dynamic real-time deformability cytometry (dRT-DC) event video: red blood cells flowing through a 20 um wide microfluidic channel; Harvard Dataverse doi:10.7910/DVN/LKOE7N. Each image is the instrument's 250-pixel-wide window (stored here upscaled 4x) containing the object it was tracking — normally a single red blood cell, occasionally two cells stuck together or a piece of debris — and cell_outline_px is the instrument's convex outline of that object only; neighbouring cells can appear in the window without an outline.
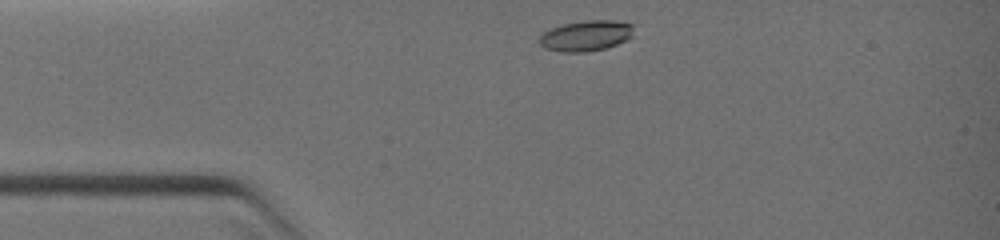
{"species": "common noctule bat (a hibernating species)", "species_latin": "Nyctalus noctula", "temperature_condition": "warm", "stored_images_in_passage": 13, "camera_frame_rate_fps": 3000, "um_per_image_px": 0.085, "animal": {"sex": "female", "body_mass_g": 19.0, "forearm_length_mm": 51.5}, "frame": {"image": 1, "passage_image": 1, "time_ms": 0.0, "image_size_px": [1000, 240], "cell_outline_px": [[636, 24], [632, 36], [616, 44], [604, 48], [584, 52], [560, 52], [544, 48], [540, 44], [540, 36], [544, 32], [552, 28], [564, 24], [584, 20], [612, 20]], "centroid_in_image_um": [49.83, 3.02], "position_along_channel_um": 35.2, "area_um2": 16.82}}
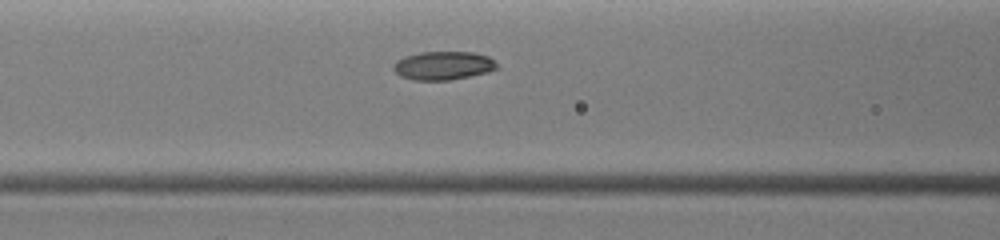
{"frame": {"image": 2, "passage_image": 8, "time_ms": 2.333, "image_size_px": [1000, 240], "cell_outline_px": [[496, 68], [488, 72], [448, 80], [416, 80], [400, 76], [392, 68], [392, 64], [396, 60], [404, 56], [420, 52], [476, 52], [488, 56], [496, 64]], "centroid_in_image_um": [37.62, 5.56], "position_along_channel_um": 129.0, "area_um2": 17.11}}
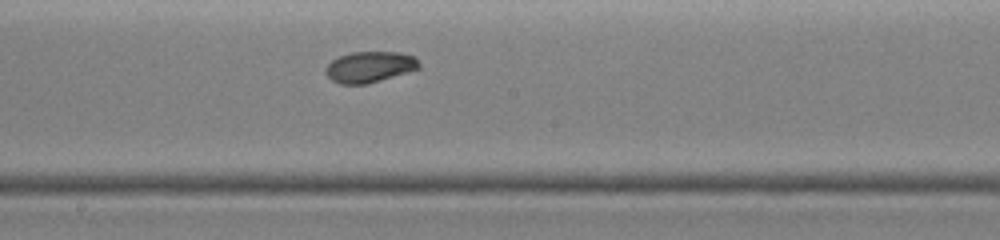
{"frame": {"image": 3, "passage_image": 13, "time_ms": 4.0, "image_size_px": [1000, 240], "cell_outline_px": [[420, 68], [408, 72], [368, 84], [340, 84], [332, 80], [324, 72], [324, 68], [332, 60], [340, 56], [352, 52], [400, 52], [416, 56], [420, 64]], "centroid_in_image_um": [31.43, 5.69], "position_along_channel_um": 216.8, "area_um2": 16.99}}